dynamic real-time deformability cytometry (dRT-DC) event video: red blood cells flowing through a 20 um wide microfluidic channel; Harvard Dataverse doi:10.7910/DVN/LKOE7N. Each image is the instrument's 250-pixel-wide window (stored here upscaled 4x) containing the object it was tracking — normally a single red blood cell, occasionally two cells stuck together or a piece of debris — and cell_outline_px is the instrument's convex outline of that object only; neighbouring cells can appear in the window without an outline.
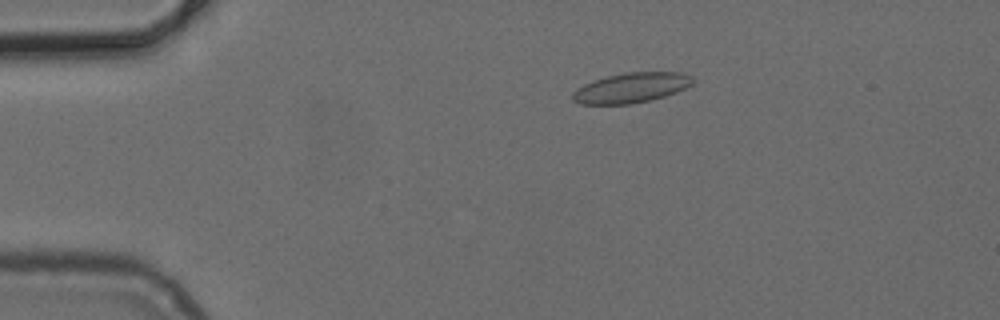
{"species": "common noctule bat (a hibernating species)", "species_latin": "Nyctalus noctula", "temperature_condition": "cold", "stored_images_in_passage": 51, "camera_frame_rate_fps": 3000, "um_per_image_px": 0.085, "animal": {"sex": "female", "body_mass_g": 24.6, "forearm_length_mm": 56.2}, "frame": {"image": 1, "passage_image": 10, "time_ms": 3.0, "image_size_px": [1000, 320], "cell_outline_px": [[696, 80], [692, 84], [676, 92], [664, 96], [632, 104], [580, 104], [572, 100], [572, 92], [576, 88], [592, 80], [604, 76], [628, 72], [680, 72], [692, 76]], "centroid_in_image_um": [53.63, 7.45], "position_along_channel_um": 31.4, "area_um2": 21.15}}
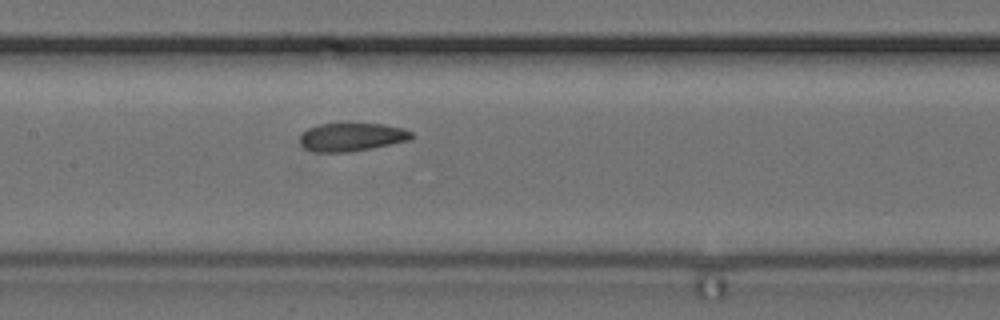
{"frame": {"image": 2, "passage_image": 25, "time_ms": 8.0, "image_size_px": [1000, 320], "cell_outline_px": [[416, 136], [412, 140], [352, 152], [312, 152], [304, 148], [300, 144], [300, 136], [308, 128], [320, 124], [384, 124], [404, 128], [412, 132]], "centroid_in_image_um": [29.94, 11.66], "position_along_channel_um": 177.5, "area_um2": 18.61}}
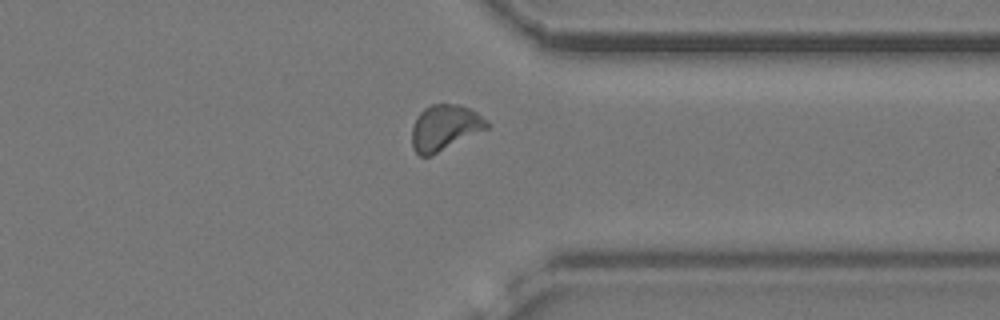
{"frame": {"image": 3, "passage_image": 40, "time_ms": 13.0, "image_size_px": [1000, 320], "cell_outline_px": [[492, 124], [488, 128], [432, 156], [420, 156], [412, 148], [412, 128], [416, 116], [424, 108], [432, 104], [460, 104], [476, 112], [488, 120]], "centroid_in_image_um": [37.81, 10.85], "position_along_channel_um": 373.6, "area_um2": 20.17}}